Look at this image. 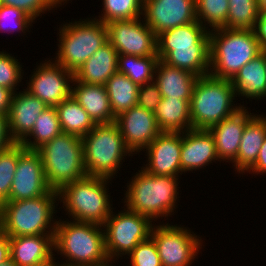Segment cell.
Masks as SVG:
<instances>
[{"mask_svg": "<svg viewBox=\"0 0 266 266\" xmlns=\"http://www.w3.org/2000/svg\"><path fill=\"white\" fill-rule=\"evenodd\" d=\"M266 137V116L255 114L244 127L237 158L233 166L239 174H245L255 164Z\"/></svg>", "mask_w": 266, "mask_h": 266, "instance_id": "4316f807", "label": "cell"}, {"mask_svg": "<svg viewBox=\"0 0 266 266\" xmlns=\"http://www.w3.org/2000/svg\"><path fill=\"white\" fill-rule=\"evenodd\" d=\"M48 106L28 91L15 92L12 95L8 112V129L11 139L21 143L32 131L38 116Z\"/></svg>", "mask_w": 266, "mask_h": 266, "instance_id": "d6986e66", "label": "cell"}, {"mask_svg": "<svg viewBox=\"0 0 266 266\" xmlns=\"http://www.w3.org/2000/svg\"><path fill=\"white\" fill-rule=\"evenodd\" d=\"M10 258L18 266H33L51 261L54 251V234L9 237Z\"/></svg>", "mask_w": 266, "mask_h": 266, "instance_id": "7402d4cb", "label": "cell"}, {"mask_svg": "<svg viewBox=\"0 0 266 266\" xmlns=\"http://www.w3.org/2000/svg\"><path fill=\"white\" fill-rule=\"evenodd\" d=\"M196 19L208 31L221 28L228 17L229 0H195ZM210 27V28H209Z\"/></svg>", "mask_w": 266, "mask_h": 266, "instance_id": "e575fe53", "label": "cell"}, {"mask_svg": "<svg viewBox=\"0 0 266 266\" xmlns=\"http://www.w3.org/2000/svg\"><path fill=\"white\" fill-rule=\"evenodd\" d=\"M209 47V74L227 80L262 52L254 30L224 27L209 31Z\"/></svg>", "mask_w": 266, "mask_h": 266, "instance_id": "5b68a950", "label": "cell"}, {"mask_svg": "<svg viewBox=\"0 0 266 266\" xmlns=\"http://www.w3.org/2000/svg\"><path fill=\"white\" fill-rule=\"evenodd\" d=\"M54 251L67 259L64 262L67 264L101 266L110 261L105 250L103 226L94 223L59 219Z\"/></svg>", "mask_w": 266, "mask_h": 266, "instance_id": "3957f363", "label": "cell"}, {"mask_svg": "<svg viewBox=\"0 0 266 266\" xmlns=\"http://www.w3.org/2000/svg\"><path fill=\"white\" fill-rule=\"evenodd\" d=\"M36 151L41 156L46 181L54 190L87 176L80 137L62 132Z\"/></svg>", "mask_w": 266, "mask_h": 266, "instance_id": "30bf717a", "label": "cell"}, {"mask_svg": "<svg viewBox=\"0 0 266 266\" xmlns=\"http://www.w3.org/2000/svg\"><path fill=\"white\" fill-rule=\"evenodd\" d=\"M56 266H83V265H73V264H67V263H62V264H60L59 262L57 263L56 262Z\"/></svg>", "mask_w": 266, "mask_h": 266, "instance_id": "f907efd6", "label": "cell"}, {"mask_svg": "<svg viewBox=\"0 0 266 266\" xmlns=\"http://www.w3.org/2000/svg\"><path fill=\"white\" fill-rule=\"evenodd\" d=\"M253 173L258 175L262 173V175L266 174V137L264 139L263 145L260 148L258 157L256 159L255 164L247 171V173Z\"/></svg>", "mask_w": 266, "mask_h": 266, "instance_id": "7bdbcfd3", "label": "cell"}, {"mask_svg": "<svg viewBox=\"0 0 266 266\" xmlns=\"http://www.w3.org/2000/svg\"><path fill=\"white\" fill-rule=\"evenodd\" d=\"M158 56L118 55V72L141 86L154 80Z\"/></svg>", "mask_w": 266, "mask_h": 266, "instance_id": "1f68e13d", "label": "cell"}, {"mask_svg": "<svg viewBox=\"0 0 266 266\" xmlns=\"http://www.w3.org/2000/svg\"><path fill=\"white\" fill-rule=\"evenodd\" d=\"M81 139L84 167L89 177L112 180L126 156H133L116 122L95 124Z\"/></svg>", "mask_w": 266, "mask_h": 266, "instance_id": "52a82bcc", "label": "cell"}, {"mask_svg": "<svg viewBox=\"0 0 266 266\" xmlns=\"http://www.w3.org/2000/svg\"><path fill=\"white\" fill-rule=\"evenodd\" d=\"M25 150L21 143L14 142L0 151V205L9 199L18 159Z\"/></svg>", "mask_w": 266, "mask_h": 266, "instance_id": "836d02e7", "label": "cell"}, {"mask_svg": "<svg viewBox=\"0 0 266 266\" xmlns=\"http://www.w3.org/2000/svg\"><path fill=\"white\" fill-rule=\"evenodd\" d=\"M1 4L17 7L32 19L42 16L46 11L54 10L66 3L65 0H0ZM64 2V3H63ZM63 3V4H62Z\"/></svg>", "mask_w": 266, "mask_h": 266, "instance_id": "ab89813d", "label": "cell"}, {"mask_svg": "<svg viewBox=\"0 0 266 266\" xmlns=\"http://www.w3.org/2000/svg\"><path fill=\"white\" fill-rule=\"evenodd\" d=\"M13 94L11 90L0 86V113L8 114Z\"/></svg>", "mask_w": 266, "mask_h": 266, "instance_id": "bcb514c9", "label": "cell"}, {"mask_svg": "<svg viewBox=\"0 0 266 266\" xmlns=\"http://www.w3.org/2000/svg\"><path fill=\"white\" fill-rule=\"evenodd\" d=\"M35 20L24 13L21 9L13 6L0 5V31L26 33L29 32ZM21 31V32H20Z\"/></svg>", "mask_w": 266, "mask_h": 266, "instance_id": "8d00e7d4", "label": "cell"}, {"mask_svg": "<svg viewBox=\"0 0 266 266\" xmlns=\"http://www.w3.org/2000/svg\"><path fill=\"white\" fill-rule=\"evenodd\" d=\"M157 56L164 63L198 77L209 74V31L195 21L162 32L157 36Z\"/></svg>", "mask_w": 266, "mask_h": 266, "instance_id": "6da1fadb", "label": "cell"}, {"mask_svg": "<svg viewBox=\"0 0 266 266\" xmlns=\"http://www.w3.org/2000/svg\"><path fill=\"white\" fill-rule=\"evenodd\" d=\"M71 96L85 109L95 124L115 122L105 86L82 83L74 78Z\"/></svg>", "mask_w": 266, "mask_h": 266, "instance_id": "603a6c76", "label": "cell"}, {"mask_svg": "<svg viewBox=\"0 0 266 266\" xmlns=\"http://www.w3.org/2000/svg\"><path fill=\"white\" fill-rule=\"evenodd\" d=\"M62 133L55 107H47L36 119L31 133L21 142L27 150H37ZM33 138V139H31Z\"/></svg>", "mask_w": 266, "mask_h": 266, "instance_id": "4dcf8cb0", "label": "cell"}, {"mask_svg": "<svg viewBox=\"0 0 266 266\" xmlns=\"http://www.w3.org/2000/svg\"><path fill=\"white\" fill-rule=\"evenodd\" d=\"M150 237L157 246L162 266H190L202 249L201 237L177 224L154 225Z\"/></svg>", "mask_w": 266, "mask_h": 266, "instance_id": "7c38bea8", "label": "cell"}, {"mask_svg": "<svg viewBox=\"0 0 266 266\" xmlns=\"http://www.w3.org/2000/svg\"><path fill=\"white\" fill-rule=\"evenodd\" d=\"M54 260L56 259L53 258L51 261H48L42 264L33 265V266H56V262Z\"/></svg>", "mask_w": 266, "mask_h": 266, "instance_id": "681fc988", "label": "cell"}, {"mask_svg": "<svg viewBox=\"0 0 266 266\" xmlns=\"http://www.w3.org/2000/svg\"><path fill=\"white\" fill-rule=\"evenodd\" d=\"M0 266H18L11 258H8L4 262L0 263Z\"/></svg>", "mask_w": 266, "mask_h": 266, "instance_id": "c3c4849f", "label": "cell"}, {"mask_svg": "<svg viewBox=\"0 0 266 266\" xmlns=\"http://www.w3.org/2000/svg\"><path fill=\"white\" fill-rule=\"evenodd\" d=\"M254 31L261 49H266V13H260Z\"/></svg>", "mask_w": 266, "mask_h": 266, "instance_id": "ee69618b", "label": "cell"}, {"mask_svg": "<svg viewBox=\"0 0 266 266\" xmlns=\"http://www.w3.org/2000/svg\"><path fill=\"white\" fill-rule=\"evenodd\" d=\"M161 98L158 86L154 81H151L139 87L137 105L154 113L161 101Z\"/></svg>", "mask_w": 266, "mask_h": 266, "instance_id": "60d3db41", "label": "cell"}, {"mask_svg": "<svg viewBox=\"0 0 266 266\" xmlns=\"http://www.w3.org/2000/svg\"><path fill=\"white\" fill-rule=\"evenodd\" d=\"M112 262H114V261H109L108 263H106V264H104V265H101V266H113V265H112Z\"/></svg>", "mask_w": 266, "mask_h": 266, "instance_id": "816d5d0a", "label": "cell"}, {"mask_svg": "<svg viewBox=\"0 0 266 266\" xmlns=\"http://www.w3.org/2000/svg\"><path fill=\"white\" fill-rule=\"evenodd\" d=\"M14 141L11 139L8 129V114L0 113V151L12 145Z\"/></svg>", "mask_w": 266, "mask_h": 266, "instance_id": "b9f144b4", "label": "cell"}, {"mask_svg": "<svg viewBox=\"0 0 266 266\" xmlns=\"http://www.w3.org/2000/svg\"><path fill=\"white\" fill-rule=\"evenodd\" d=\"M141 18L106 24L108 41L118 55L157 56V36Z\"/></svg>", "mask_w": 266, "mask_h": 266, "instance_id": "4fadbf2b", "label": "cell"}, {"mask_svg": "<svg viewBox=\"0 0 266 266\" xmlns=\"http://www.w3.org/2000/svg\"><path fill=\"white\" fill-rule=\"evenodd\" d=\"M179 177L154 175L142 168L127 183L124 203L131 211L148 217L152 222L173 215L180 196ZM179 181V182H178ZM176 206V207H175Z\"/></svg>", "mask_w": 266, "mask_h": 266, "instance_id": "7a4b0ae2", "label": "cell"}, {"mask_svg": "<svg viewBox=\"0 0 266 266\" xmlns=\"http://www.w3.org/2000/svg\"><path fill=\"white\" fill-rule=\"evenodd\" d=\"M254 115L242 106L234 114L208 129L214 138L216 153L220 162L225 161L233 164L236 160L244 127Z\"/></svg>", "mask_w": 266, "mask_h": 266, "instance_id": "ffe728a7", "label": "cell"}, {"mask_svg": "<svg viewBox=\"0 0 266 266\" xmlns=\"http://www.w3.org/2000/svg\"><path fill=\"white\" fill-rule=\"evenodd\" d=\"M115 122L126 147L134 154L141 153L161 133L153 112L138 105L121 113Z\"/></svg>", "mask_w": 266, "mask_h": 266, "instance_id": "e0dca14e", "label": "cell"}, {"mask_svg": "<svg viewBox=\"0 0 266 266\" xmlns=\"http://www.w3.org/2000/svg\"><path fill=\"white\" fill-rule=\"evenodd\" d=\"M190 101L161 98L154 116L161 132L183 133L192 129Z\"/></svg>", "mask_w": 266, "mask_h": 266, "instance_id": "83f0119b", "label": "cell"}, {"mask_svg": "<svg viewBox=\"0 0 266 266\" xmlns=\"http://www.w3.org/2000/svg\"><path fill=\"white\" fill-rule=\"evenodd\" d=\"M220 161L215 141L207 129H190L182 133L181 171L204 169L210 163Z\"/></svg>", "mask_w": 266, "mask_h": 266, "instance_id": "44dd1931", "label": "cell"}, {"mask_svg": "<svg viewBox=\"0 0 266 266\" xmlns=\"http://www.w3.org/2000/svg\"><path fill=\"white\" fill-rule=\"evenodd\" d=\"M235 90L230 80L210 74L198 77L190 101L192 129H209L234 114L241 104L235 105Z\"/></svg>", "mask_w": 266, "mask_h": 266, "instance_id": "ba28073f", "label": "cell"}, {"mask_svg": "<svg viewBox=\"0 0 266 266\" xmlns=\"http://www.w3.org/2000/svg\"><path fill=\"white\" fill-rule=\"evenodd\" d=\"M10 258V244L8 234L0 227V263Z\"/></svg>", "mask_w": 266, "mask_h": 266, "instance_id": "f6af8a7d", "label": "cell"}, {"mask_svg": "<svg viewBox=\"0 0 266 266\" xmlns=\"http://www.w3.org/2000/svg\"><path fill=\"white\" fill-rule=\"evenodd\" d=\"M109 180L86 176L67 183L58 190V203H63L66 215L74 221L103 225L114 210L108 193Z\"/></svg>", "mask_w": 266, "mask_h": 266, "instance_id": "8992f818", "label": "cell"}, {"mask_svg": "<svg viewBox=\"0 0 266 266\" xmlns=\"http://www.w3.org/2000/svg\"><path fill=\"white\" fill-rule=\"evenodd\" d=\"M57 201L54 189L35 198L6 201L0 205V227L9 237L55 234Z\"/></svg>", "mask_w": 266, "mask_h": 266, "instance_id": "277c9868", "label": "cell"}, {"mask_svg": "<svg viewBox=\"0 0 266 266\" xmlns=\"http://www.w3.org/2000/svg\"><path fill=\"white\" fill-rule=\"evenodd\" d=\"M63 133L82 138L95 126L85 109L72 97L55 106Z\"/></svg>", "mask_w": 266, "mask_h": 266, "instance_id": "f1b7e54d", "label": "cell"}, {"mask_svg": "<svg viewBox=\"0 0 266 266\" xmlns=\"http://www.w3.org/2000/svg\"><path fill=\"white\" fill-rule=\"evenodd\" d=\"M182 133L161 132L143 151L147 164L141 168L154 175L179 177L181 171Z\"/></svg>", "mask_w": 266, "mask_h": 266, "instance_id": "ac0fdd59", "label": "cell"}, {"mask_svg": "<svg viewBox=\"0 0 266 266\" xmlns=\"http://www.w3.org/2000/svg\"><path fill=\"white\" fill-rule=\"evenodd\" d=\"M263 54H264V58H265V61H266V49L262 50Z\"/></svg>", "mask_w": 266, "mask_h": 266, "instance_id": "f5cc1de1", "label": "cell"}, {"mask_svg": "<svg viewBox=\"0 0 266 266\" xmlns=\"http://www.w3.org/2000/svg\"><path fill=\"white\" fill-rule=\"evenodd\" d=\"M40 154L36 150H25L18 159L10 196L7 201L31 199L49 193Z\"/></svg>", "mask_w": 266, "mask_h": 266, "instance_id": "2e32d148", "label": "cell"}, {"mask_svg": "<svg viewBox=\"0 0 266 266\" xmlns=\"http://www.w3.org/2000/svg\"><path fill=\"white\" fill-rule=\"evenodd\" d=\"M260 16L257 0H229L224 28L254 30Z\"/></svg>", "mask_w": 266, "mask_h": 266, "instance_id": "d6a6232c", "label": "cell"}, {"mask_svg": "<svg viewBox=\"0 0 266 266\" xmlns=\"http://www.w3.org/2000/svg\"><path fill=\"white\" fill-rule=\"evenodd\" d=\"M237 97L263 100L266 97V61L263 52L245 64L230 80Z\"/></svg>", "mask_w": 266, "mask_h": 266, "instance_id": "484cf974", "label": "cell"}, {"mask_svg": "<svg viewBox=\"0 0 266 266\" xmlns=\"http://www.w3.org/2000/svg\"><path fill=\"white\" fill-rule=\"evenodd\" d=\"M153 225L148 217L128 208L118 214L112 211L102 225L108 259L115 263V260L128 255L139 243L150 237Z\"/></svg>", "mask_w": 266, "mask_h": 266, "instance_id": "8fae6325", "label": "cell"}, {"mask_svg": "<svg viewBox=\"0 0 266 266\" xmlns=\"http://www.w3.org/2000/svg\"><path fill=\"white\" fill-rule=\"evenodd\" d=\"M118 72V53L107 41L74 73L82 83L103 85Z\"/></svg>", "mask_w": 266, "mask_h": 266, "instance_id": "cb8c5ba5", "label": "cell"}, {"mask_svg": "<svg viewBox=\"0 0 266 266\" xmlns=\"http://www.w3.org/2000/svg\"><path fill=\"white\" fill-rule=\"evenodd\" d=\"M197 79L195 74L170 66L159 59L153 81L158 86L162 98L191 100Z\"/></svg>", "mask_w": 266, "mask_h": 266, "instance_id": "d4e9b609", "label": "cell"}, {"mask_svg": "<svg viewBox=\"0 0 266 266\" xmlns=\"http://www.w3.org/2000/svg\"><path fill=\"white\" fill-rule=\"evenodd\" d=\"M127 256L130 259L127 266H162L157 246L151 237L139 243Z\"/></svg>", "mask_w": 266, "mask_h": 266, "instance_id": "f35d334b", "label": "cell"}, {"mask_svg": "<svg viewBox=\"0 0 266 266\" xmlns=\"http://www.w3.org/2000/svg\"><path fill=\"white\" fill-rule=\"evenodd\" d=\"M20 63L12 54L4 52V50L0 51V86L11 90L13 93L19 90L17 86L24 76Z\"/></svg>", "mask_w": 266, "mask_h": 266, "instance_id": "74e56055", "label": "cell"}, {"mask_svg": "<svg viewBox=\"0 0 266 266\" xmlns=\"http://www.w3.org/2000/svg\"><path fill=\"white\" fill-rule=\"evenodd\" d=\"M142 17L158 36L177 26L197 21L195 0H143Z\"/></svg>", "mask_w": 266, "mask_h": 266, "instance_id": "9a60e30c", "label": "cell"}, {"mask_svg": "<svg viewBox=\"0 0 266 266\" xmlns=\"http://www.w3.org/2000/svg\"><path fill=\"white\" fill-rule=\"evenodd\" d=\"M83 20L66 22L59 27L54 60L73 74L108 41V29L103 22L96 17Z\"/></svg>", "mask_w": 266, "mask_h": 266, "instance_id": "9c48e42d", "label": "cell"}, {"mask_svg": "<svg viewBox=\"0 0 266 266\" xmlns=\"http://www.w3.org/2000/svg\"><path fill=\"white\" fill-rule=\"evenodd\" d=\"M260 13H266V0H257Z\"/></svg>", "mask_w": 266, "mask_h": 266, "instance_id": "7dc6e473", "label": "cell"}, {"mask_svg": "<svg viewBox=\"0 0 266 266\" xmlns=\"http://www.w3.org/2000/svg\"><path fill=\"white\" fill-rule=\"evenodd\" d=\"M32 73L25 90L38 97L48 107H55L71 96L74 74L52 58L40 62Z\"/></svg>", "mask_w": 266, "mask_h": 266, "instance_id": "5bb4252c", "label": "cell"}, {"mask_svg": "<svg viewBox=\"0 0 266 266\" xmlns=\"http://www.w3.org/2000/svg\"><path fill=\"white\" fill-rule=\"evenodd\" d=\"M112 113L116 118L121 113L137 105L139 85L125 74L116 72L105 84Z\"/></svg>", "mask_w": 266, "mask_h": 266, "instance_id": "f546056e", "label": "cell"}, {"mask_svg": "<svg viewBox=\"0 0 266 266\" xmlns=\"http://www.w3.org/2000/svg\"><path fill=\"white\" fill-rule=\"evenodd\" d=\"M102 14L97 20L105 25L112 21L140 18L143 14V0H103Z\"/></svg>", "mask_w": 266, "mask_h": 266, "instance_id": "d590c367", "label": "cell"}]
</instances>
